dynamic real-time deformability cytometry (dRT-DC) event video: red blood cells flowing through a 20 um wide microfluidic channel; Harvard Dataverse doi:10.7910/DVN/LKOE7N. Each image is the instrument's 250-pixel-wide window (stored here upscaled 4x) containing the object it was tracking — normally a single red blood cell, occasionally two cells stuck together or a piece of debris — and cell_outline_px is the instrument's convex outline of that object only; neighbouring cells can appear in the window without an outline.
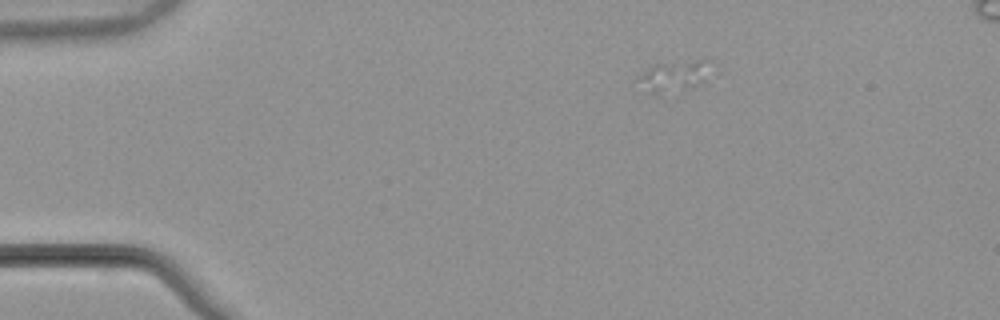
{"species": "common noctule bat (a hibernating species)", "species_latin": "Nyctalus noctula", "temperature_condition": "warm", "stored_images_in_passage": 2, "camera_frame_rate_fps": 3000, "um_per_image_px": 0.085, "animal": {"sex": "male", "body_mass_g": 21.5, "forearm_length_mm": 52.0}, "frame": {"image": 1, "passage_image": 2, "time_ms": 0.333, "image_size_px": [1000, 320], "cell_outline_px": [[704, 80], [656, 92], [652, 92], [640, 76], [648, 68], [656, 64], [696, 60], [700, 60]], "centroid_in_image_um": [57.17, 6.38], "position_along_channel_um": 27.8, "area_um2": 10.12}}